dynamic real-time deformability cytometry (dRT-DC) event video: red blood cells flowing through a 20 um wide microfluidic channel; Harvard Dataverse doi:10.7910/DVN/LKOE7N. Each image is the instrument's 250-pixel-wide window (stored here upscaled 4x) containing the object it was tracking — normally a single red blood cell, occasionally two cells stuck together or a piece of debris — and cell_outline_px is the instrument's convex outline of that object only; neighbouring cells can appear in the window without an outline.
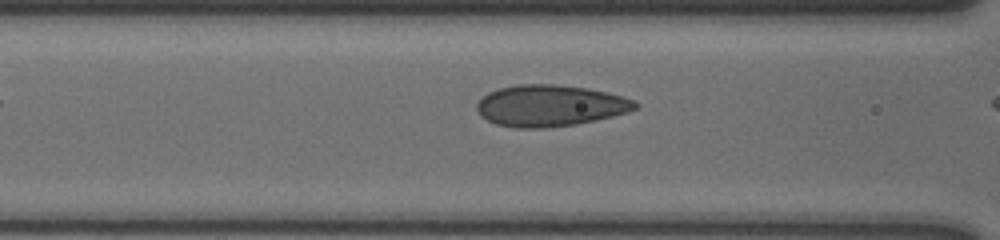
{"species": "human", "species_latin": "Homo sapiens", "temperature_condition": "cold", "stored_images_in_passage": 9, "camera_frame_rate_fps": 3000, "um_per_image_px": 0.085, "donor": {"sex": "male"}, "frame": {"image": 1, "passage_image": 7, "time_ms": 2.0, "image_size_px": [1000, 240], "cell_outline_px": [[640, 104], [636, 108], [628, 112], [612, 116], [576, 124], [544, 128], [516, 128], [496, 124], [480, 116], [476, 108], [476, 104], [488, 92], [500, 88], [516, 84], [556, 84], [588, 88], [608, 92], [632, 100]], "centroid_in_image_um": [46.73, 8.98], "position_along_channel_um": 119.9, "area_um2": 38.21}}